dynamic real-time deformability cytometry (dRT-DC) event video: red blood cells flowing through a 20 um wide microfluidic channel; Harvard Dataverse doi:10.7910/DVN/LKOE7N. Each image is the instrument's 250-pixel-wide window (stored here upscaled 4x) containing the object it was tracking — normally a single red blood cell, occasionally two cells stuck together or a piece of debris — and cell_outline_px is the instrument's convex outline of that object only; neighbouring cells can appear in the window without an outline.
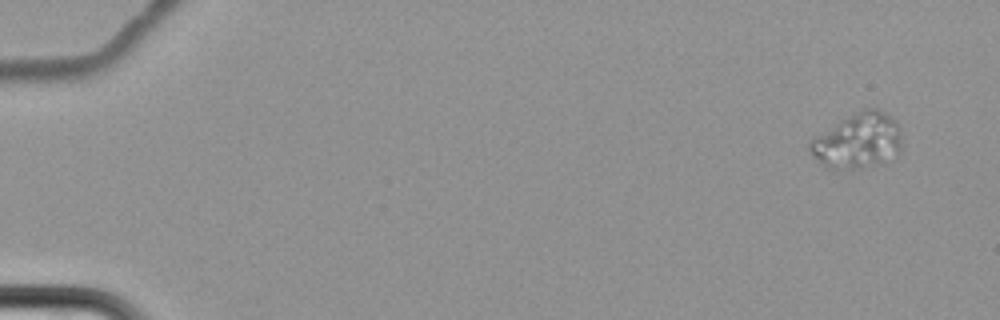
{"species": "common noctule bat (a hibernating species)", "species_latin": "Nyctalus noctula", "temperature_condition": "cold", "stored_images_in_passage": 6, "camera_frame_rate_fps": 3000, "um_per_image_px": 0.085, "animal": {"sex": "female", "body_mass_g": 22.7, "forearm_length_mm": 54.2}, "frame": {"image": 1, "passage_image": 1, "time_ms": 0.0, "image_size_px": [1000, 320], "cell_outline_px": [[900, 148], [888, 164], [832, 172], [808, 148], [808, 144], [812, 136], [840, 120], [864, 108], [880, 108], [892, 116], [896, 120], [900, 132]], "centroid_in_image_um": [72.92, 11.99], "position_along_channel_um": 12.1, "area_um2": 30.29}}
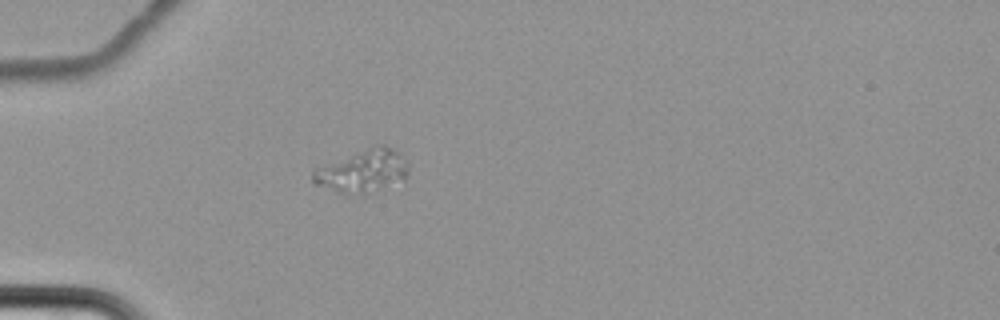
{"frame": {"image": 2, "passage_image": 6, "time_ms": 6.0, "image_size_px": [1000, 320], "cell_outline_px": [[408, 176], [404, 180], [364, 192], [340, 192], [312, 184], [312, 172], [316, 168], [376, 144], [384, 144], [400, 152], [408, 164]], "centroid_in_image_um": [30.85, 14.49], "position_along_channel_um": 54.2, "area_um2": 23.12}}